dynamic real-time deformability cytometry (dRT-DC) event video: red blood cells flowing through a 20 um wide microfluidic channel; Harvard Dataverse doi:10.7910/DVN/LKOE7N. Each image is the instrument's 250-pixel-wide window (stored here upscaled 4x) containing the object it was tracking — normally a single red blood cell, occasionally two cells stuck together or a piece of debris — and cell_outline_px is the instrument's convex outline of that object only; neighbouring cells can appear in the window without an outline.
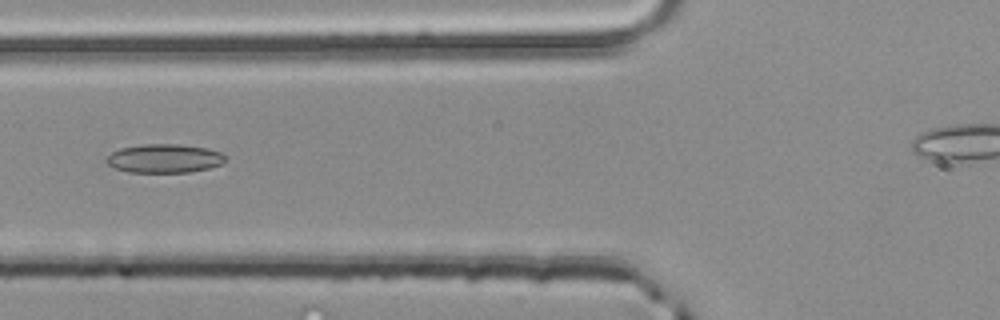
{"species": "common noctule bat (a hibernating species)", "species_latin": "Nyctalus noctula", "temperature_condition": "room temperature", "stored_images_in_passage": 33, "camera_frame_rate_fps": 3000, "um_per_image_px": 0.085, "animal": {"sex": "male", "body_mass_g": 20.4}, "frame": {"image": 1, "passage_image": 8, "time_ms": 2.333, "image_size_px": [1000, 320], "cell_outline_px": [[224, 160], [220, 164], [208, 168], [188, 172], [128, 172], [112, 168], [104, 160], [112, 152], [120, 148], [144, 144], [180, 144], [208, 148], [220, 152], [224, 156]], "centroid_in_image_um": [13.92, 13.46], "position_along_channel_um": 111.9, "area_um2": 19.88}}
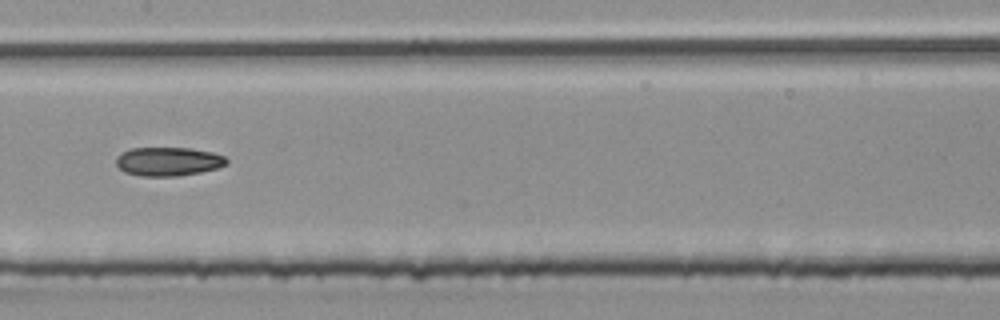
{"frame": {"image": 2, "passage_image": 14, "time_ms": 4.333, "image_size_px": [1000, 320], "cell_outline_px": [[228, 164], [216, 168], [200, 172], [176, 176], [140, 176], [124, 172], [116, 164], [116, 156], [120, 152], [128, 148], [192, 148], [212, 152], [224, 156], [228, 160]], "centroid_in_image_um": [14.27, 13.72], "position_along_channel_um": 193.1, "area_um2": 18.67}}
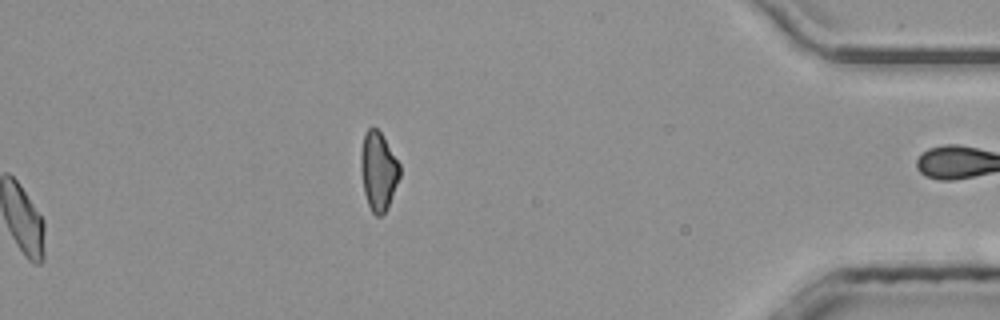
{"frame": {"image": 3, "passage_image": 33, "time_ms": 10.667, "image_size_px": [1000, 320], "cell_outline_px": [[400, 176], [388, 208], [380, 216], [376, 216], [372, 212], [368, 204], [364, 192], [360, 168], [360, 152], [364, 136], [368, 128], [372, 124], [380, 132], [400, 164]], "centroid_in_image_um": [32.15, 14.53], "position_along_channel_um": 403.0, "area_um2": 17.86}, "authors_computed_cell_mechanics": {"area_um2": 18.496, "velocity_mm_per_s": 4.0389, "shape_relaxation_time_tau1_ms": null, "shape_relaxation_time_tau2_ms": 9.2967, "deformation_change_tau1": null, "deformation_change_tau2": 0.1817}}